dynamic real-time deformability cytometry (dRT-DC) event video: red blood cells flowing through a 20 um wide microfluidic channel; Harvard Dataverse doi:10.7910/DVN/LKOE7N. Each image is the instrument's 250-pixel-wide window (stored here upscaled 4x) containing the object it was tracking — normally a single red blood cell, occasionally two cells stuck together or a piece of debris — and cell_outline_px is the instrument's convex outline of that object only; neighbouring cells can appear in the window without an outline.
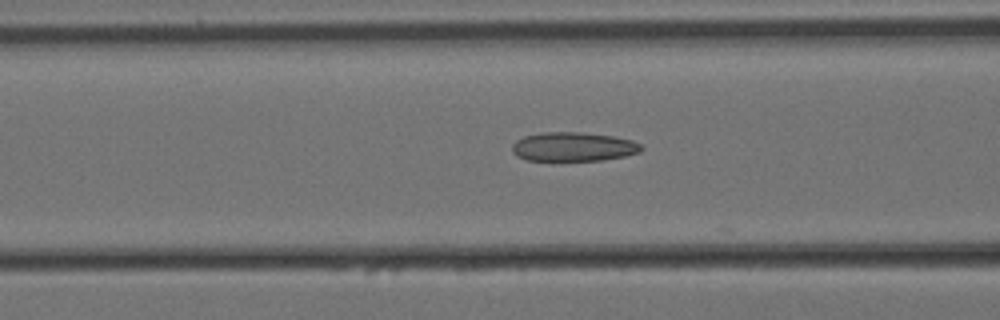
{"species": "Egyptian fruit bat (a non-hibernating species)", "species_latin": "Rousettus aegyptiacus", "temperature_condition": "cold", "stored_images_in_passage": 26, "camera_frame_rate_fps": 3000, "um_per_image_px": 0.085, "animal": {"sex": "female"}, "frame": {"image": 1, "passage_image": 22, "time_ms": 7.0, "image_size_px": [1000, 320], "cell_outline_px": [[644, 148], [640, 152], [624, 156], [604, 160], [528, 160], [516, 156], [512, 152], [512, 144], [516, 140], [524, 136], [544, 132], [580, 132], [612, 136], [632, 140], [640, 144]], "centroid_in_image_um": [48.73, 12.47], "position_along_channel_um": 117.9, "area_um2": 21.85}}
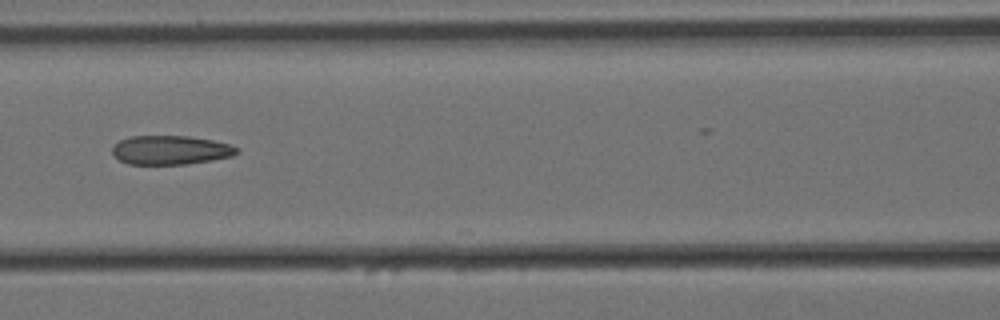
{"frame": {"image": 2, "passage_image": 25, "time_ms": 8.0, "image_size_px": [1000, 320], "cell_outline_px": [[240, 152], [232, 156], [212, 160], [184, 164], [128, 164], [120, 160], [112, 152], [112, 144], [128, 136], [188, 136], [212, 140], [228, 144], [240, 148]], "centroid_in_image_um": [14.49, 12.75], "position_along_channel_um": 152.1, "area_um2": 21.1}}